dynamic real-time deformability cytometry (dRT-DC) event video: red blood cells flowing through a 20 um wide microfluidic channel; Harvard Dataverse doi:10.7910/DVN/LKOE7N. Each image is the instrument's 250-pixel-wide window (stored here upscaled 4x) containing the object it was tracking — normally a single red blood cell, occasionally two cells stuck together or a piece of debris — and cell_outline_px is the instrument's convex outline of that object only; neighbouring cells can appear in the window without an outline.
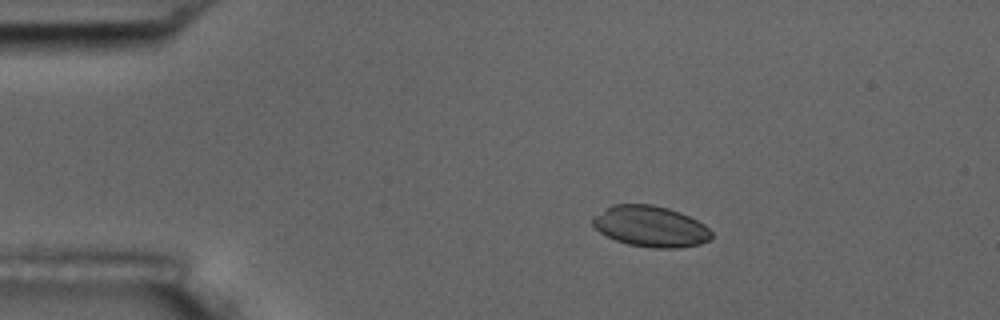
{"species": "common noctule bat (a hibernating species)", "species_latin": "Nyctalus noctula", "temperature_condition": "room temperature", "stored_images_in_passage": 3, "camera_frame_rate_fps": 3000, "um_per_image_px": 0.085, "animal": {"sex": "male", "body_mass_g": 17.5, "forearm_length_mm": 52.3}, "frame": {"image": 1, "passage_image": 2, "time_ms": 1.0, "image_size_px": [1000, 320], "cell_outline_px": [[712, 236], [708, 240], [700, 244], [676, 248], [652, 248], [628, 244], [616, 240], [600, 232], [592, 224], [592, 216], [612, 204], [652, 204], [668, 208], [680, 212], [704, 224], [712, 232]], "centroid_in_image_um": [55.28, 19.23], "position_along_channel_um": 29.7, "area_um2": 28.32}}